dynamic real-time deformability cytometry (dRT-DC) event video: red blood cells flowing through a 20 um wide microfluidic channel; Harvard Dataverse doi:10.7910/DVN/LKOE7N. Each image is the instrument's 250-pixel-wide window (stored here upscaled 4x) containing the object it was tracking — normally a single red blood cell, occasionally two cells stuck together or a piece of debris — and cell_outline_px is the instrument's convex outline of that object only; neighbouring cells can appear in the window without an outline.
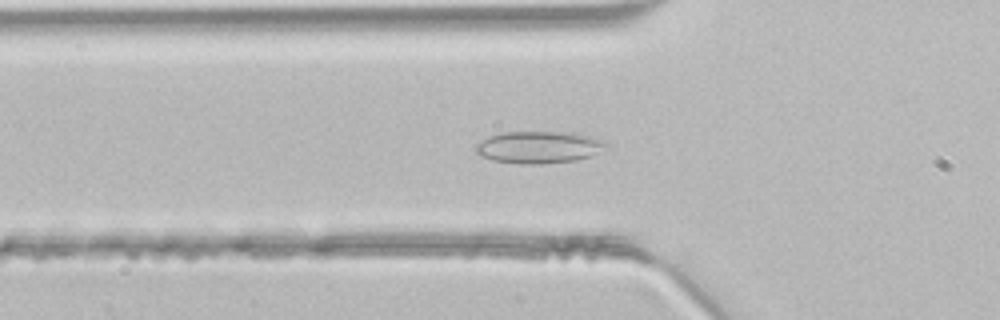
{"species": "common noctule bat (a hibernating species)", "species_latin": "Nyctalus noctula", "temperature_condition": "room temperature", "stored_images_in_passage": 47, "camera_frame_rate_fps": 3000, "um_per_image_px": 0.085, "animal": {"sex": "male", "body_mass_g": 21.5, "forearm_length_mm": 52.0}, "frame": {"image": 1, "passage_image": 15, "time_ms": 4.667, "image_size_px": [1000, 320], "cell_outline_px": [[608, 144], [592, 156], [576, 160], [540, 164], [520, 164], [492, 160], [480, 156], [476, 152], [476, 144], [488, 136], [504, 132], [560, 132], [588, 136], [604, 140]], "centroid_in_image_um": [45.75, 12.52], "position_along_channel_um": 80.0, "area_um2": 24.16}}
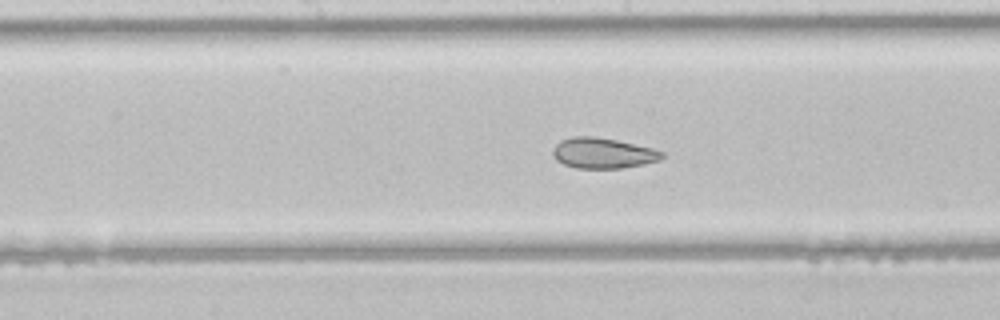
{"frame": {"image": 2, "passage_image": 23, "time_ms": 7.333, "image_size_px": [1000, 320], "cell_outline_px": [[664, 156], [660, 160], [624, 168], [576, 168], [564, 164], [556, 160], [552, 156], [552, 148], [560, 140], [572, 136], [592, 136], [616, 140], [652, 148], [664, 152]], "centroid_in_image_um": [51.21, 13.01], "position_along_channel_um": 197.0, "area_um2": 19.48}}
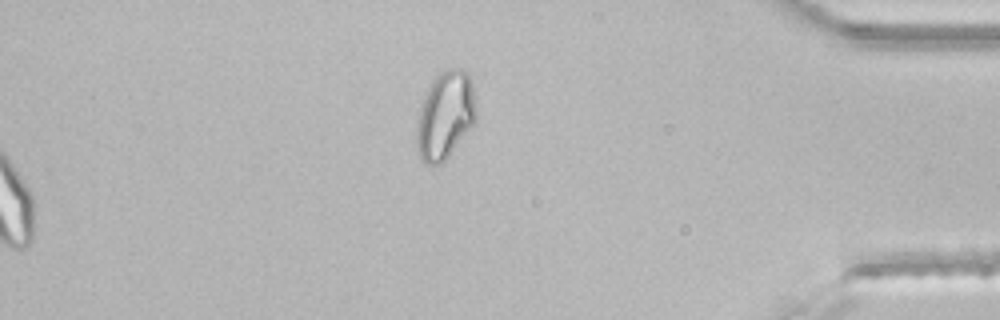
{"frame": {"image": 3, "passage_image": 47, "time_ms": 15.333, "image_size_px": [1000, 320], "cell_outline_px": [[476, 124], [448, 156], [440, 164], [424, 164], [420, 160], [416, 148], [416, 120], [420, 108], [428, 88], [432, 80], [440, 72], [452, 68], [460, 68], [468, 72], [472, 84], [476, 108]], "centroid_in_image_um": [37.84, 9.83], "position_along_channel_um": 397.4, "area_um2": 30.81}}